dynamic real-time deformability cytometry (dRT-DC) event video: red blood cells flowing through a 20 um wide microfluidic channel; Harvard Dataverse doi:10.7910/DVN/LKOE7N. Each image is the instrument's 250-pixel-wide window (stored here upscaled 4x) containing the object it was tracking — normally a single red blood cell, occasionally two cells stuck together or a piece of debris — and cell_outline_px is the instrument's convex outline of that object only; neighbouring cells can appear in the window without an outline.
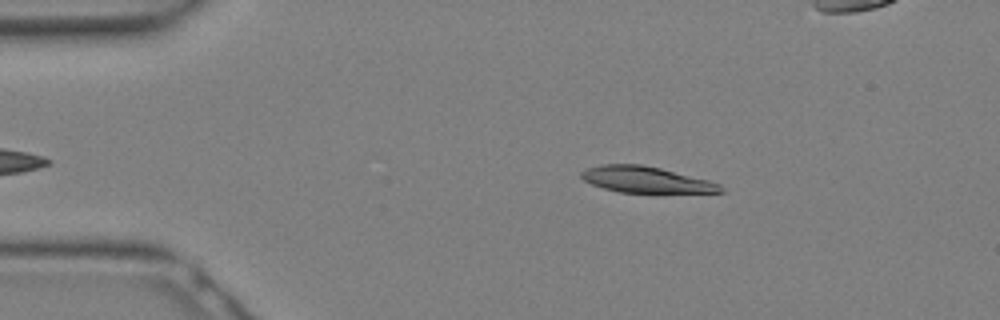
{"species": "Egyptian fruit bat (a non-hibernating species)", "species_latin": "Rousettus aegyptiacus", "temperature_condition": "warm", "stored_images_in_passage": 12, "camera_frame_rate_fps": 3000, "um_per_image_px": 0.085, "animal": {"sex": "female"}, "frame": {"image": 1, "passage_image": 3, "time_ms": 0.667, "image_size_px": [1000, 320], "cell_outline_px": [[724, 192], [620, 192], [604, 188], [592, 184], [584, 180], [580, 176], [580, 172], [588, 168], [600, 164], [640, 164], [660, 168], [708, 180], [720, 184], [724, 188]], "centroid_in_image_um": [54.88, 15.26], "position_along_channel_um": 30.1, "area_um2": 20.92}}
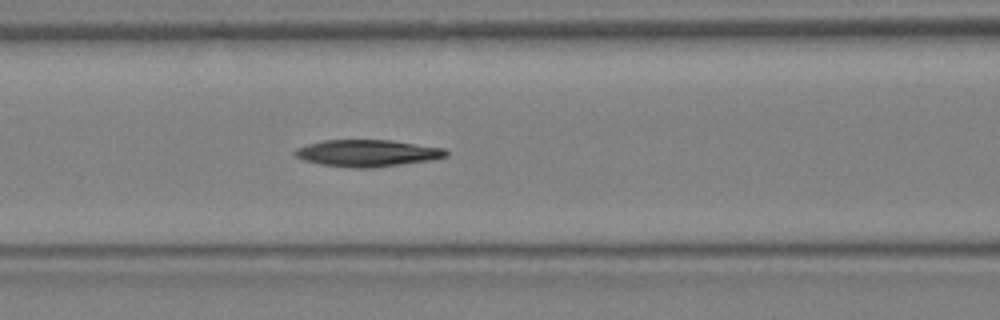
{"frame": {"image": 2, "passage_image": 10, "time_ms": 3.0, "image_size_px": [1000, 320], "cell_outline_px": [[448, 156], [432, 160], [372, 168], [352, 168], [320, 164], [304, 160], [296, 156], [292, 152], [296, 148], [308, 144], [324, 140], [392, 140], [444, 148], [448, 152]], "centroid_in_image_um": [31.23, 13.02], "position_along_channel_um": 135.4, "area_um2": 23.7}}
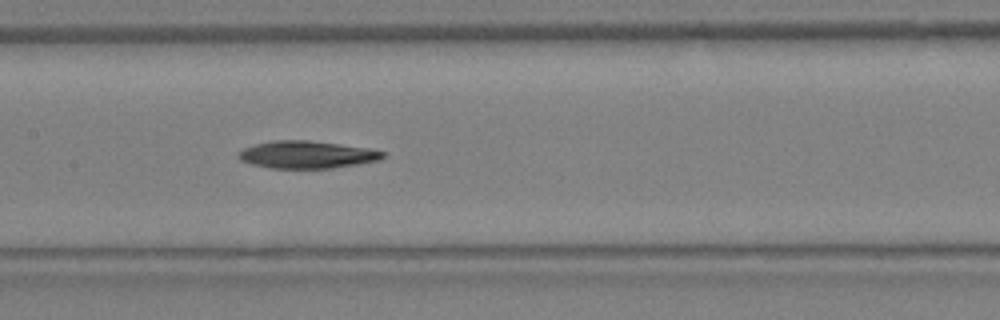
{"frame": {"image": 3, "passage_image": 12, "time_ms": 3.667, "image_size_px": [1000, 320], "cell_outline_px": [[384, 156], [380, 160], [332, 168], [268, 168], [252, 164], [240, 160], [236, 156], [236, 152], [244, 148], [256, 144], [272, 140], [308, 140], [340, 144], [368, 148], [384, 152]], "centroid_in_image_um": [26.03, 13.14], "position_along_channel_um": 181.4, "area_um2": 23.06}}